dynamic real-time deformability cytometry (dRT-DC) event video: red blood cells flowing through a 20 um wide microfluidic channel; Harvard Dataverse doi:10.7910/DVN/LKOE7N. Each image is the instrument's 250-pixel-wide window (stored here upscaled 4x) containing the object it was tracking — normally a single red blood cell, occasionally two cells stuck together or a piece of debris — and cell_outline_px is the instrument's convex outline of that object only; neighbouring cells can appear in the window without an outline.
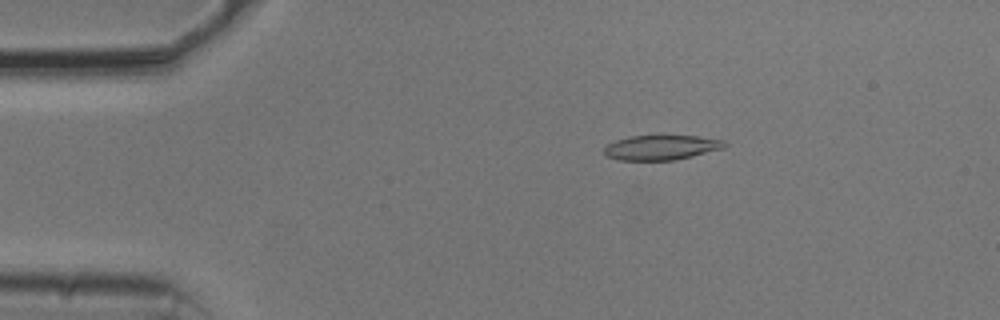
{"species": "common noctule bat (a hibernating species)", "species_latin": "Nyctalus noctula", "temperature_condition": "cold", "stored_images_in_passage": 24, "camera_frame_rate_fps": 3000, "um_per_image_px": 0.085, "animal": {"sex": "male", "body_mass_g": 20.5, "forearm_length_mm": 52.5}, "frame": {"image": 1, "passage_image": 5, "time_ms": 1.333, "image_size_px": [1000, 320], "cell_outline_px": [[728, 144], [724, 148], [692, 156], [672, 160], [620, 160], [604, 156], [604, 148], [608, 144], [616, 140], [628, 136], [696, 136], [724, 140]], "centroid_in_image_um": [56.19, 12.54], "position_along_channel_um": 28.8, "area_um2": 17.34}}
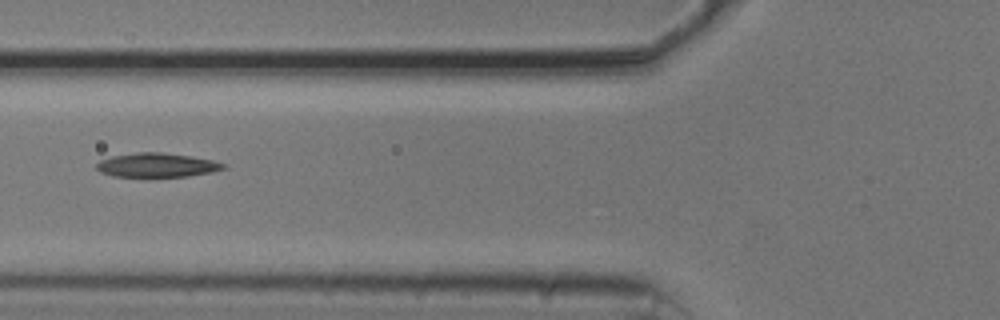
{"frame": {"image": 2, "passage_image": 16, "time_ms": 5.0, "image_size_px": [1000, 320], "cell_outline_px": [[228, 168], [212, 172], [188, 176], [112, 176], [100, 172], [96, 168], [96, 164], [100, 160], [112, 156], [136, 152], [160, 152], [188, 156], [212, 160], [228, 164]], "centroid_in_image_um": [13.35, 14.03], "position_along_channel_um": 112.4, "area_um2": 17.74}}
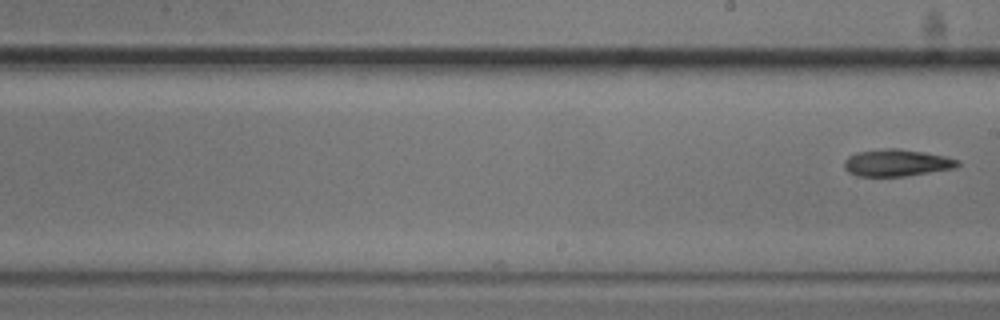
{"frame": {"image": 3, "passage_image": 24, "time_ms": 7.667, "image_size_px": [1000, 320], "cell_outline_px": [[960, 164], [956, 168], [904, 176], [860, 176], [848, 172], [844, 168], [844, 160], [848, 156], [856, 152], [884, 148], [900, 148], [924, 152], [944, 156], [960, 160]], "centroid_in_image_um": [76.21, 13.83], "position_along_channel_um": 212.8, "area_um2": 17.92}}